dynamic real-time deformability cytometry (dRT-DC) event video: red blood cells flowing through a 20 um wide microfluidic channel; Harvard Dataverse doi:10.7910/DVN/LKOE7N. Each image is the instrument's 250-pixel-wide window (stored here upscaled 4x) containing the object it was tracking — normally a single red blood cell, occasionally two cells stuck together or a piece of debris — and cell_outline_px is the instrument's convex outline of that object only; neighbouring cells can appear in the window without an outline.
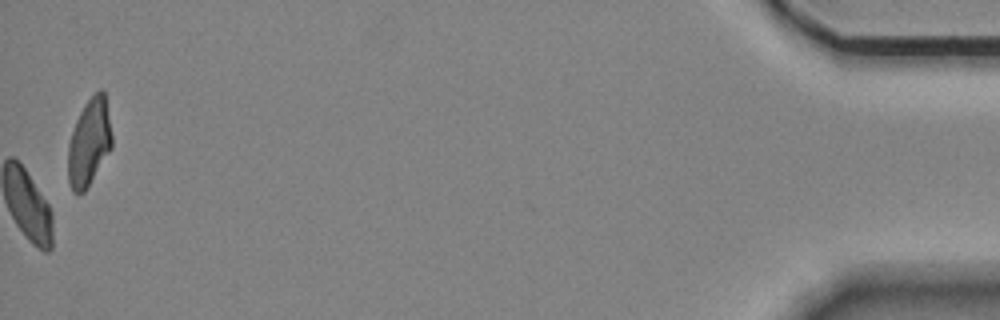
{"species": "Egyptian fruit bat (a non-hibernating species)", "species_latin": "Rousettus aegyptiacus", "temperature_condition": "room temperature", "stored_images_in_passage": 55, "camera_frame_rate_fps": 3000, "um_per_image_px": 0.085, "animal": {"sex": "female"}, "frame": {"image": 1, "passage_image": 55, "time_ms": 18.0, "image_size_px": [1000, 320], "cell_outline_px": [[112, 148], [84, 192], [72, 192], [68, 180], [68, 144], [76, 120], [84, 104], [100, 88], [104, 92], [112, 136]], "centroid_in_image_um": [7.57, 12.11], "position_along_channel_um": 427.6, "area_um2": 22.02}, "authors_computed_cell_mechanics": {"area_um2": 22.0796, "velocity_mm_per_s": 3.4878, "shape_relaxation_time_tau1_ms": 3.8766, "shape_relaxation_time_tau2_ms": 8.0405, "deformation_change_tau1": 0.1005, "deformation_change_tau2": 0.1317}}